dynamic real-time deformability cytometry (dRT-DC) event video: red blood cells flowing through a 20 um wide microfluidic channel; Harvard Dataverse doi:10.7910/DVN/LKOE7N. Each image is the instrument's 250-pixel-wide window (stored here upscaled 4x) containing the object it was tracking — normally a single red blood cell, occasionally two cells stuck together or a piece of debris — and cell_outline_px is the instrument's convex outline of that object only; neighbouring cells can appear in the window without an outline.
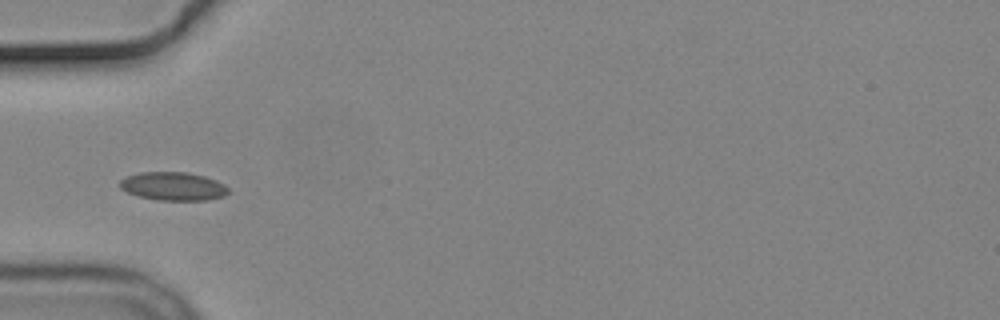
{"species": "common noctule bat (a hibernating species)", "species_latin": "Nyctalus noctula", "temperature_condition": "cold", "stored_images_in_passage": 8, "camera_frame_rate_fps": 3000, "um_per_image_px": 0.085, "animal": {"sex": "male", "body_mass_g": 19.2, "forearm_length_mm": 51.8}, "frame": {"image": 1, "passage_image": 2, "time_ms": 1.333, "image_size_px": [1000, 320], "cell_outline_px": [[232, 192], [224, 196], [208, 200], [160, 200], [140, 196], [128, 192], [120, 188], [120, 180], [124, 176], [140, 172], [188, 172], [204, 176], [216, 180], [224, 184]], "centroid_in_image_um": [14.75, 15.82], "position_along_channel_um": 70.2, "area_um2": 18.03}}
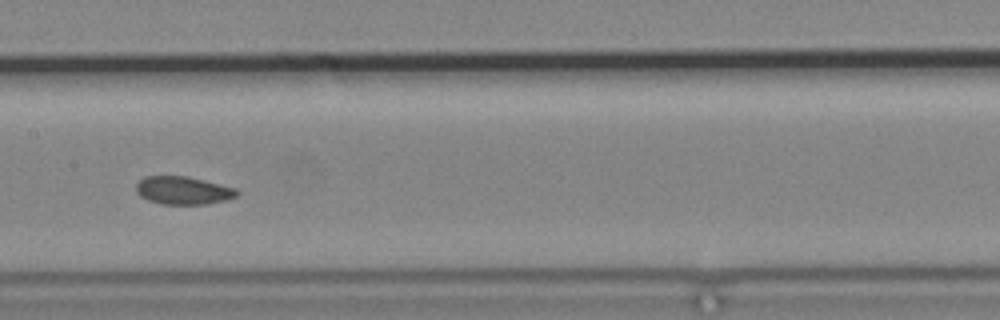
{"frame": {"image": 2, "passage_image": 5, "time_ms": 4.667, "image_size_px": [1000, 320], "cell_outline_px": [[240, 192], [236, 196], [228, 200], [204, 204], [160, 204], [148, 200], [140, 196], [136, 192], [136, 184], [144, 176], [188, 176], [236, 188]], "centroid_in_image_um": [15.57, 16.19], "position_along_channel_um": 191.8, "area_um2": 16.53}}
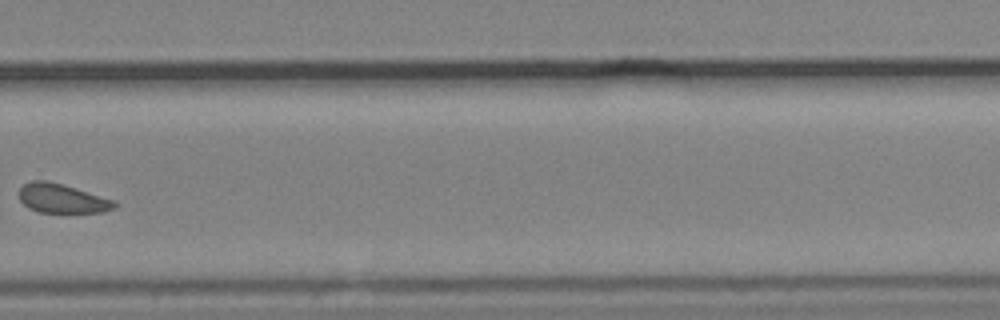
{"frame": {"image": 3, "passage_image": 8, "time_ms": 8.333, "image_size_px": [1000, 320], "cell_outline_px": [[116, 208], [104, 212], [36, 212], [28, 208], [20, 200], [16, 192], [24, 184], [32, 180], [48, 180], [112, 200], [116, 204]], "centroid_in_image_um": [5.18, 16.87], "position_along_channel_um": 324.6, "area_um2": 16.07}}